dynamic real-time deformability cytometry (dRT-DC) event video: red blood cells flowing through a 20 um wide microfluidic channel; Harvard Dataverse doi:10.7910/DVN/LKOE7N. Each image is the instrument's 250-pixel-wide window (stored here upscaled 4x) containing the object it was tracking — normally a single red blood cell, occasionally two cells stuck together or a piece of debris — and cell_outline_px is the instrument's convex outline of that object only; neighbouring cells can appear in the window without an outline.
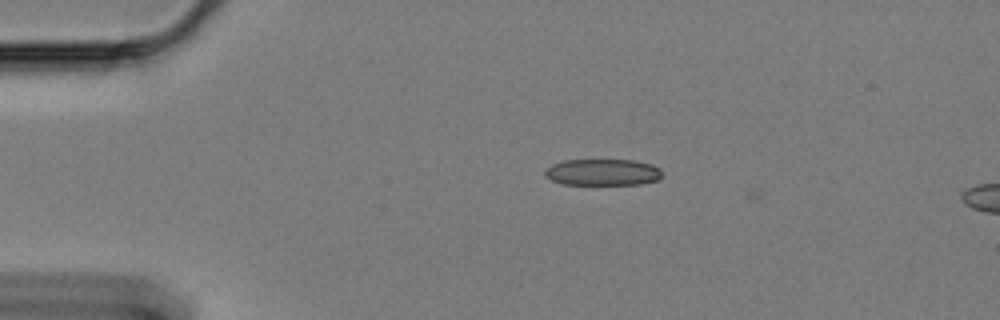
{"species": "Egyptian fruit bat (a non-hibernating species)", "species_latin": "Rousettus aegyptiacus", "temperature_condition": "cold", "stored_images_in_passage": 2, "camera_frame_rate_fps": 3000, "um_per_image_px": 0.085, "animal": {"sex": "female"}, "frame": {"image": 1, "passage_image": 1, "time_ms": 0.0, "image_size_px": [1000, 320], "cell_outline_px": [[664, 176], [656, 180], [640, 184], [564, 184], [552, 180], [544, 176], [544, 172], [552, 164], [564, 160], [636, 160], [652, 164], [660, 168]], "centroid_in_image_um": [51.26, 14.63], "position_along_channel_um": 33.7, "area_um2": 18.15}}